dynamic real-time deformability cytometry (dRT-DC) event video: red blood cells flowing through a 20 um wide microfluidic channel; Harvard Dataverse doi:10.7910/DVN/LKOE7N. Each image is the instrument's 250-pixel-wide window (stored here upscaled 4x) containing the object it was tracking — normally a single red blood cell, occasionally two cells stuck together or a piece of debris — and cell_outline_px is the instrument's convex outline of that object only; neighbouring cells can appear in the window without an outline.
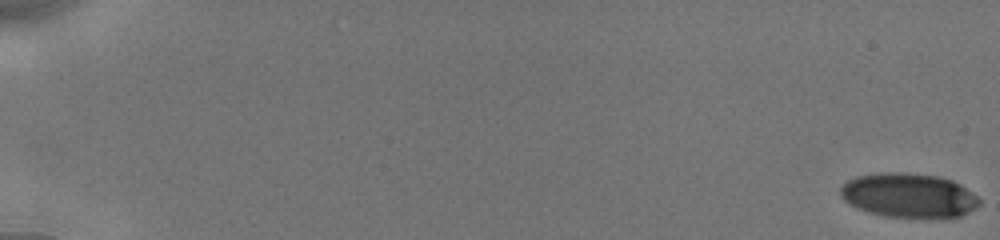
{"species": "human", "species_latin": "Homo sapiens", "temperature_condition": "cold", "stored_images_in_passage": 21, "camera_frame_rate_fps": 3000, "um_per_image_px": 0.085, "donor": {"sex": "male"}, "frame": {"image": 1, "passage_image": 1, "time_ms": 0.0, "image_size_px": [1000, 240], "cell_outline_px": [[980, 204], [968, 212], [960, 216], [884, 216], [868, 212], [856, 208], [844, 200], [840, 192], [840, 188], [848, 180], [856, 176], [880, 172], [904, 172], [940, 176], [952, 180], [960, 184], [976, 196], [980, 200]], "centroid_in_image_um": [77.2, 16.58], "position_along_channel_um": 7.8, "area_um2": 35.49}}
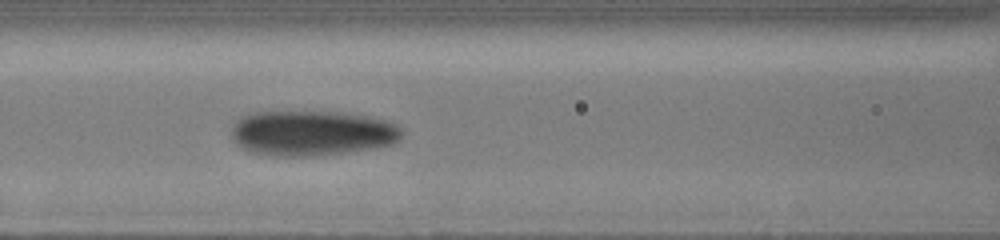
{"frame": {"image": 2, "passage_image": 18, "time_ms": 8.667, "image_size_px": [1000, 240], "cell_outline_px": [[404, 132], [400, 140], [392, 144], [376, 148], [316, 156], [276, 156], [252, 152], [240, 148], [232, 140], [232, 128], [236, 120], [240, 116], [248, 112], [340, 112], [368, 116], [384, 120], [396, 124]], "centroid_in_image_um": [26.5, 11.32], "position_along_channel_um": 140.1, "area_um2": 45.32}}
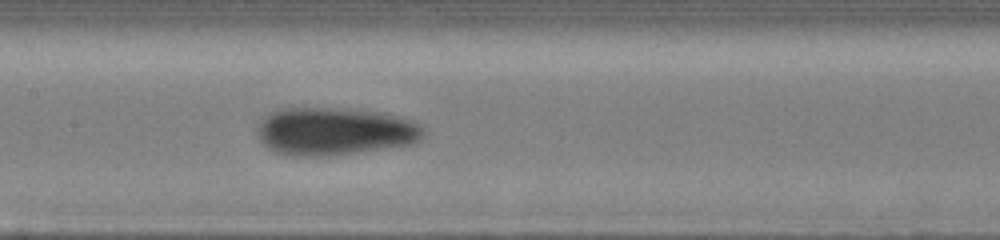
{"frame": {"image": 3, "passage_image": 21, "time_ms": 9.667, "image_size_px": [1000, 240], "cell_outline_px": [[424, 136], [416, 144], [328, 156], [292, 156], [276, 152], [268, 148], [264, 144], [256, 132], [256, 128], [260, 120], [268, 112], [280, 108], [344, 108], [380, 112], [412, 120], [420, 124], [424, 128]], "centroid_in_image_um": [28.44, 11.16], "position_along_channel_um": 179.0, "area_um2": 46.82}}